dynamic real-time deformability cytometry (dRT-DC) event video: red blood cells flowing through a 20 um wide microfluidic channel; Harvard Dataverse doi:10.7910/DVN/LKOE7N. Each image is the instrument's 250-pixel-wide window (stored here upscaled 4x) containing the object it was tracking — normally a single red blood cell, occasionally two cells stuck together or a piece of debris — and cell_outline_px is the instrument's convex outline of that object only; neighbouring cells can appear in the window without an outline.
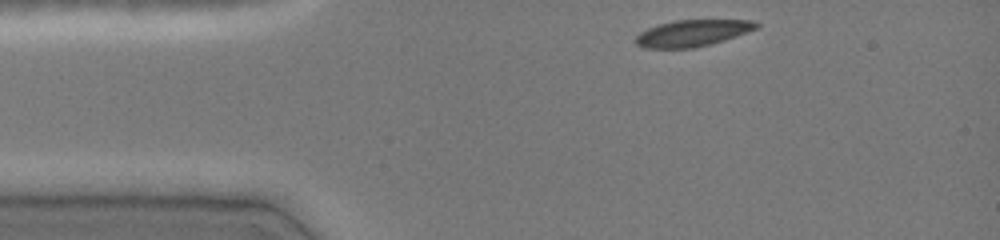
{"species": "common noctule bat (a hibernating species)", "species_latin": "Nyctalus noctula", "temperature_condition": "cold", "stored_images_in_passage": 34, "camera_frame_rate_fps": 3000, "um_per_image_px": 0.085, "animal": {"sex": "female", "body_mass_g": 19.0, "forearm_length_mm": 51.5}, "frame": {"image": 1, "passage_image": 1, "time_ms": 0.0, "image_size_px": [1000, 240], "cell_outline_px": [[760, 28], [724, 40], [692, 48], [644, 48], [636, 44], [636, 36], [640, 32], [648, 28], [672, 20], [752, 20], [760, 24]], "centroid_in_image_um": [58.88, 2.81], "position_along_channel_um": 26.1, "area_um2": 18.61}}
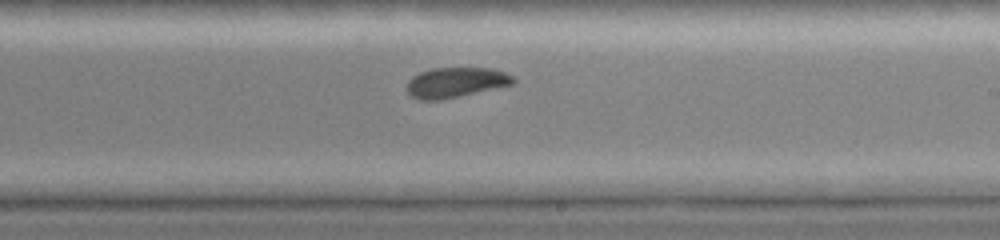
{"frame": {"image": 2, "passage_image": 21, "time_ms": 6.667, "image_size_px": [1000, 240], "cell_outline_px": [[516, 80], [512, 84], [460, 96], [440, 100], [420, 100], [412, 96], [404, 88], [408, 80], [412, 76], [420, 72], [432, 68], [492, 68], [504, 72], [512, 76]], "centroid_in_image_um": [38.68, 7.0], "position_along_channel_um": 250.3, "area_um2": 18.67}}
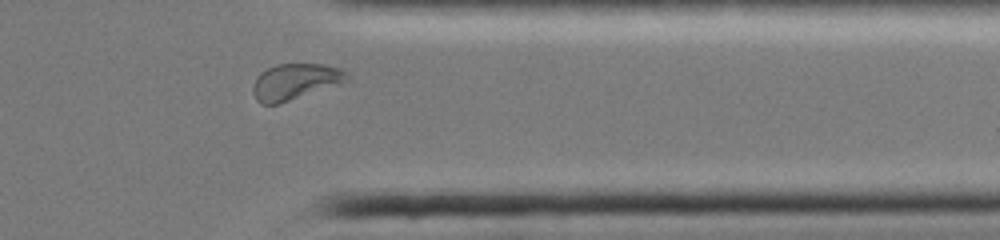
{"frame": {"image": 3, "passage_image": 31, "time_ms": 10.0, "image_size_px": [1000, 240], "cell_outline_px": [[352, 76], [348, 80], [280, 104], [260, 104], [256, 100], [252, 92], [252, 88], [256, 76], [260, 72], [276, 64], [324, 64], [340, 68], [348, 72]], "centroid_in_image_um": [25.06, 6.93], "position_along_channel_um": 386.3, "area_um2": 19.83}, "authors_computed_cell_mechanics": {"area_um2": 19.3919, "velocity_mm_per_s": 4.0518, "shape_relaxation_time_tau1_ms": 6.5252, "shape_relaxation_time_tau2_ms": 2.1774, "deformation_change_tau1": 0.1801, "deformation_change_tau2": 0.0581}}